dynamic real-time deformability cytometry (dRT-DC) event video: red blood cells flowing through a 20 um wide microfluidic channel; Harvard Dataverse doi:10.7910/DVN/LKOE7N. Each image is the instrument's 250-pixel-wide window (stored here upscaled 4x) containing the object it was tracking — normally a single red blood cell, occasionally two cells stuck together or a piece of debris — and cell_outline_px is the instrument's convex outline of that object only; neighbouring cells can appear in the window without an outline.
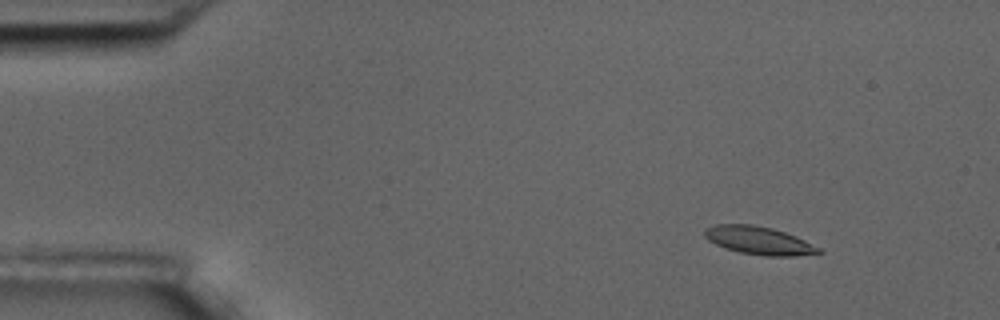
{"species": "common noctule bat (a hibernating species)", "species_latin": "Nyctalus noctula", "temperature_condition": "room temperature", "stored_images_in_passage": 4, "camera_frame_rate_fps": 3000, "um_per_image_px": 0.085, "animal": {"sex": "male", "body_mass_g": 17.5, "forearm_length_mm": 52.3}, "frame": {"image": 1, "passage_image": 2, "time_ms": 1.333, "image_size_px": [1000, 320], "cell_outline_px": [[824, 252], [796, 256], [764, 256], [740, 252], [716, 244], [708, 240], [704, 236], [704, 228], [716, 224], [752, 224], [772, 228], [796, 236], [820, 248]], "centroid_in_image_um": [64.5, 20.44], "position_along_channel_um": 20.5, "area_um2": 18.55}}